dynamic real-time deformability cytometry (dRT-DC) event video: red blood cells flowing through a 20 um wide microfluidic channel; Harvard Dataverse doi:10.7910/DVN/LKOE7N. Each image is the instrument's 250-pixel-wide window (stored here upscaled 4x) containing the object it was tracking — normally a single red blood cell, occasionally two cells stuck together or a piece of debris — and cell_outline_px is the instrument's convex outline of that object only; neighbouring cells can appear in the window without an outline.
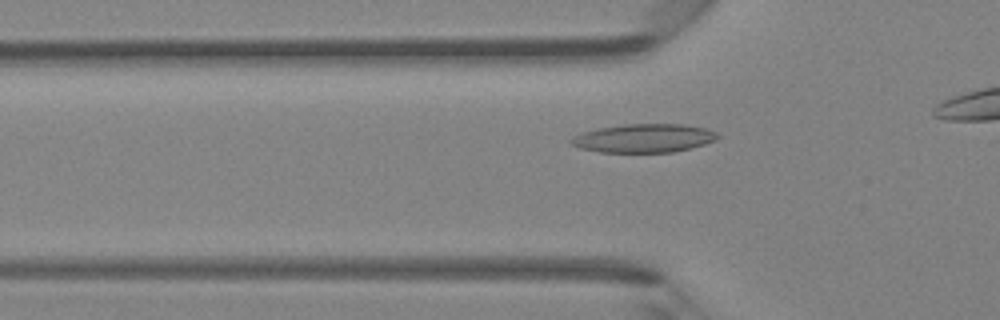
{"species": "Egyptian fruit bat (a non-hibernating species)", "species_latin": "Rousettus aegyptiacus", "temperature_condition": "room temperature", "stored_images_in_passage": 24, "camera_frame_rate_fps": 3000, "um_per_image_px": 0.085, "animal": {"sex": "female"}, "frame": {"image": 1, "passage_image": 10, "time_ms": 3.0, "image_size_px": [1000, 320], "cell_outline_px": [[720, 136], [716, 140], [692, 148], [672, 152], [600, 152], [580, 148], [572, 144], [568, 140], [572, 136], [596, 128], [624, 124], [684, 124], [708, 128], [716, 132]], "centroid_in_image_um": [54.74, 11.74], "position_along_channel_um": 71.1, "area_um2": 24.57}}
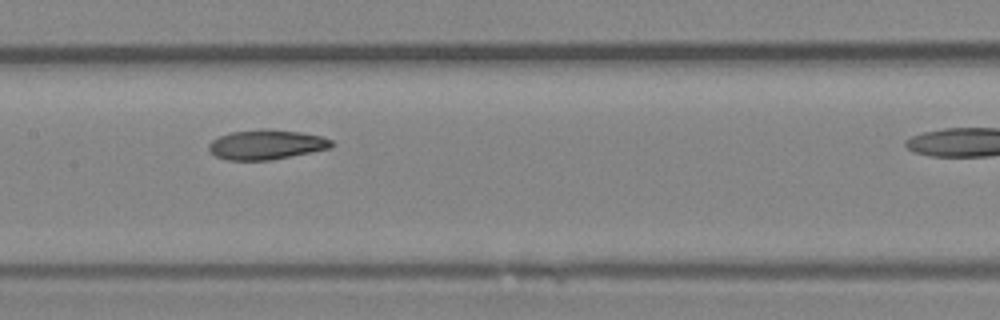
{"frame": {"image": 2, "passage_image": 18, "time_ms": 5.667, "image_size_px": [1000, 320], "cell_outline_px": [[336, 144], [332, 148], [312, 152], [268, 160], [228, 160], [216, 156], [208, 148], [208, 144], [212, 140], [220, 136], [232, 132], [260, 128], [268, 128], [300, 132], [320, 136], [332, 140]], "centroid_in_image_um": [22.67, 12.28], "position_along_channel_um": 184.7, "area_um2": 21.33}}
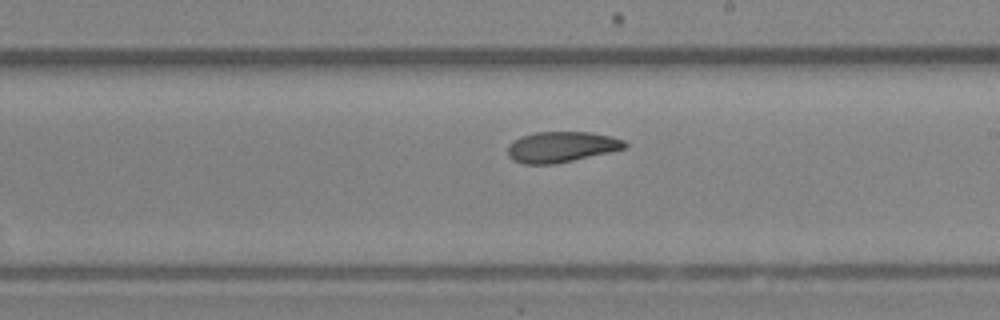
{"frame": {"image": 3, "passage_image": 22, "time_ms": 7.0, "image_size_px": [1000, 320], "cell_outline_px": [[628, 144], [624, 148], [608, 152], [556, 164], [524, 164], [512, 160], [508, 156], [508, 144], [512, 140], [520, 136], [536, 132], [588, 132], [608, 136], [624, 140]], "centroid_in_image_um": [47.64, 12.49], "position_along_channel_um": 241.4, "area_um2": 20.87}}